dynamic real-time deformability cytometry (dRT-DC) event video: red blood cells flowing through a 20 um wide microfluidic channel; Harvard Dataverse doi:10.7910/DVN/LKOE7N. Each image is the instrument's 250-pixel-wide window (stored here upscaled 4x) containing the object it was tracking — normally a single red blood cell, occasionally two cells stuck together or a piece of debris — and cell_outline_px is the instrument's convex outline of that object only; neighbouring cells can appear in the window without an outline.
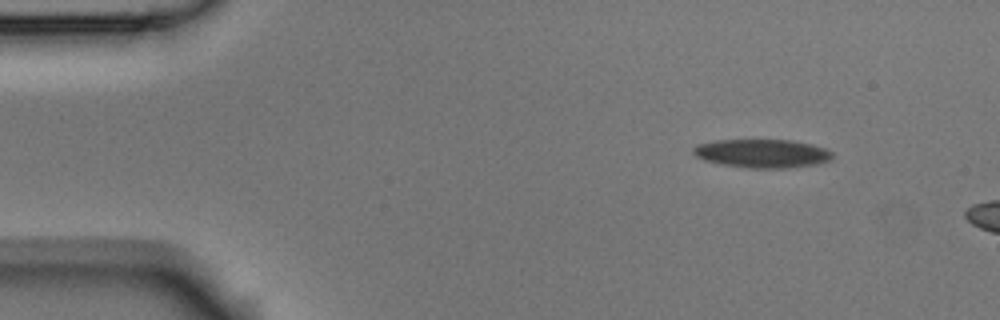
{"species": "Egyptian fruit bat (a non-hibernating species)", "species_latin": "Rousettus aegyptiacus", "temperature_condition": "room temperature", "stored_images_in_passage": 3, "camera_frame_rate_fps": 3000, "um_per_image_px": 0.085, "animal": {"sex": "male"}, "frame": {"image": 1, "passage_image": 1, "time_ms": 0.0, "image_size_px": [1000, 320], "cell_outline_px": [[832, 160], [812, 164], [784, 168], [748, 168], [720, 164], [704, 160], [696, 156], [692, 152], [692, 148], [696, 144], [716, 140], [792, 140], [812, 144], [824, 148], [832, 152]], "centroid_in_image_um": [64.74, 13.03], "position_along_channel_um": 20.3, "area_um2": 23.12}}